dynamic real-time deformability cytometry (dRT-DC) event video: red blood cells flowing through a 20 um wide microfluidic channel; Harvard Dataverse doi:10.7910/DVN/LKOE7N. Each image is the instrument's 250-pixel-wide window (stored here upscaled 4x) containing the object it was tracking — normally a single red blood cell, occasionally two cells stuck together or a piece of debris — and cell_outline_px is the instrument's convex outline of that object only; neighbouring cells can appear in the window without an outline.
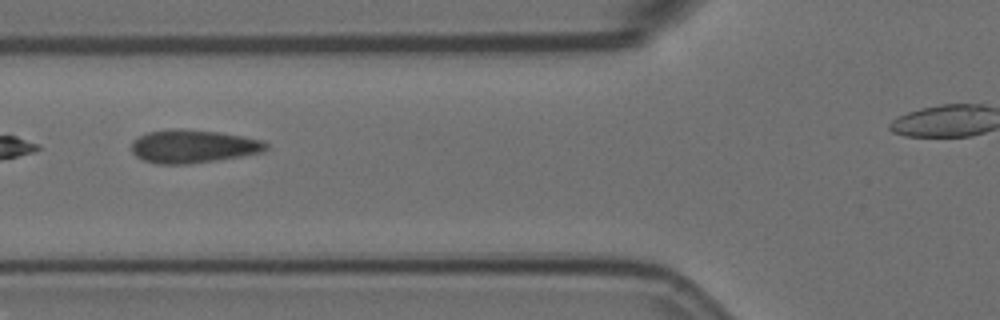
{"species": "Egyptian fruit bat (a non-hibernating species)", "species_latin": "Rousettus aegyptiacus", "temperature_condition": "room temperature", "stored_images_in_passage": 7, "camera_frame_rate_fps": 3000, "um_per_image_px": 0.085, "animal": {"sex": "female"}, "frame": {"image": 1, "passage_image": 5, "time_ms": 1.333, "image_size_px": [1000, 320], "cell_outline_px": [[268, 148], [260, 152], [240, 156], [188, 164], [160, 164], [144, 160], [136, 156], [132, 152], [132, 140], [148, 132], [180, 128], [216, 132], [244, 136], [264, 140], [268, 144]], "centroid_in_image_um": [16.41, 12.43], "position_along_channel_um": 109.4, "area_um2": 25.78}}
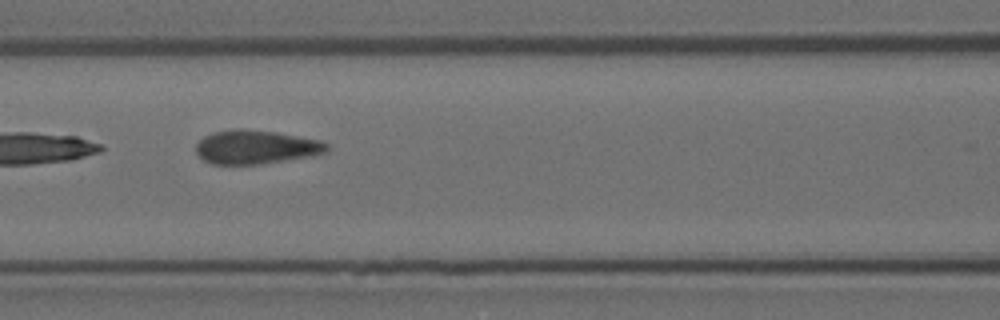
{"frame": {"image": 2, "passage_image": 6, "time_ms": 1.667, "image_size_px": [1000, 320], "cell_outline_px": [[328, 152], [308, 156], [256, 164], [212, 164], [204, 160], [196, 152], [196, 144], [204, 136], [216, 132], [236, 128], [244, 128], [276, 132], [320, 140], [328, 144]], "centroid_in_image_um": [21.74, 12.48], "position_along_channel_um": 144.9, "area_um2": 25.49}}